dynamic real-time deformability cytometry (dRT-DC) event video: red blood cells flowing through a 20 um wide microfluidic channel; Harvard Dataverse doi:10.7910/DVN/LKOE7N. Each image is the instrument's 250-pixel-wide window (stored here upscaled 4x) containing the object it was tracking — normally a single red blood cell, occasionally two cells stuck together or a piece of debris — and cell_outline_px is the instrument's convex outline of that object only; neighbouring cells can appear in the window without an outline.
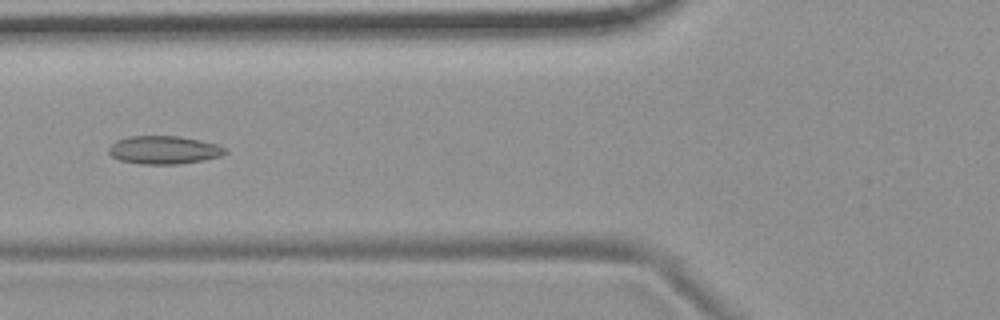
{"species": "common noctule bat (a hibernating species)", "species_latin": "Nyctalus noctula", "temperature_condition": "room temperature", "stored_images_in_passage": 47, "camera_frame_rate_fps": 3000, "um_per_image_px": 0.085, "animal": {"sex": "female", "body_mass_g": 19.9}, "frame": {"image": 1, "passage_image": 14, "time_ms": 4.333, "image_size_px": [1000, 320], "cell_outline_px": [[228, 152], [220, 156], [204, 160], [180, 164], [140, 164], [120, 160], [112, 156], [108, 152], [108, 148], [116, 140], [128, 136], [180, 136], [200, 140], [216, 144], [224, 148]], "centroid_in_image_um": [13.92, 12.74], "position_along_channel_um": 111.9, "area_um2": 19.13}, "authors_computed_cell_mechanics": {"area_um2": 18.6694, "velocity_mm_per_s": 3.7094, "shape_relaxation_time_tau1_ms": null, "shape_relaxation_time_tau2_ms": 2.8045, "deformation_change_tau1": null, "deformation_change_tau2": 0.0804}}